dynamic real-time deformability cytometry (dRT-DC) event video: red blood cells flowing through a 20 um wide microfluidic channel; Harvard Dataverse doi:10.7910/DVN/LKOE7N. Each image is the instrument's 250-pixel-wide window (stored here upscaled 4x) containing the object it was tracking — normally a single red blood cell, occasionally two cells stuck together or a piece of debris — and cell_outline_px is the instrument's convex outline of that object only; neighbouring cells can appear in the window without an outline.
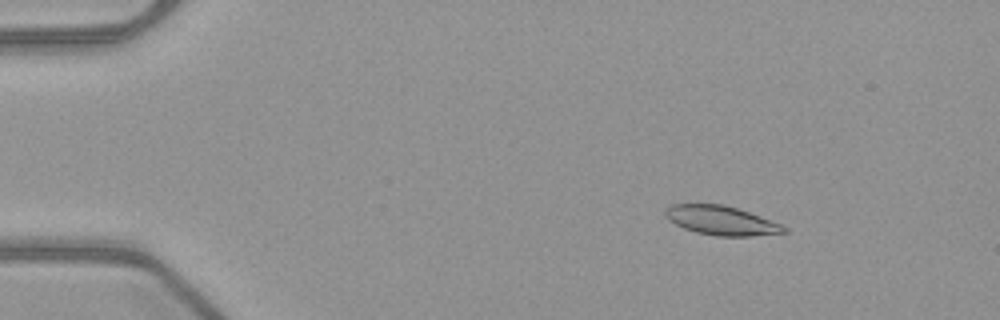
{"species": "common noctule bat (a hibernating species)", "species_latin": "Nyctalus noctula", "temperature_condition": "warm", "stored_images_in_passage": 52, "camera_frame_rate_fps": 3000, "um_per_image_px": 0.085, "animal": {"sex": "female", "body_mass_g": 21.9}, "frame": {"image": 1, "passage_image": 8, "time_ms": 2.333, "image_size_px": [1000, 320], "cell_outline_px": [[788, 232], [752, 236], [716, 236], [696, 232], [684, 228], [668, 220], [664, 216], [664, 208], [672, 204], [724, 204], [748, 212], [780, 224], [788, 228]], "centroid_in_image_um": [61.26, 18.74], "position_along_channel_um": 23.7, "area_um2": 20.11}}
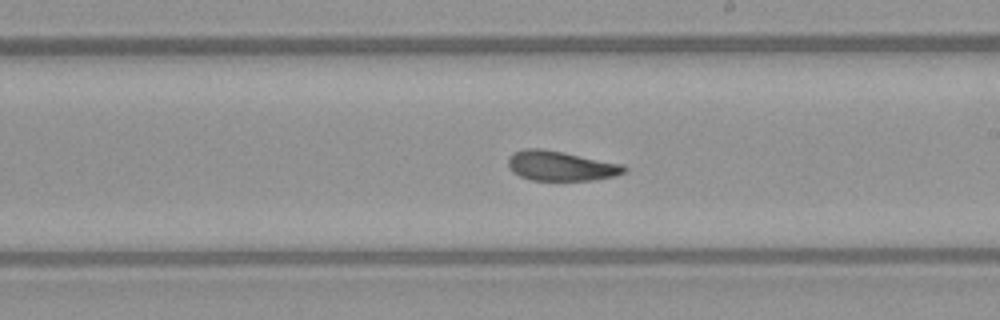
{"frame": {"image": 2, "passage_image": 31, "time_ms": 10.0, "image_size_px": [1000, 320], "cell_outline_px": [[628, 168], [624, 172], [616, 176], [592, 180], [532, 180], [520, 176], [512, 172], [508, 168], [508, 156], [524, 148], [540, 148], [564, 152], [624, 164]], "centroid_in_image_um": [47.67, 14.1], "position_along_channel_um": 241.3, "area_um2": 20.29}}
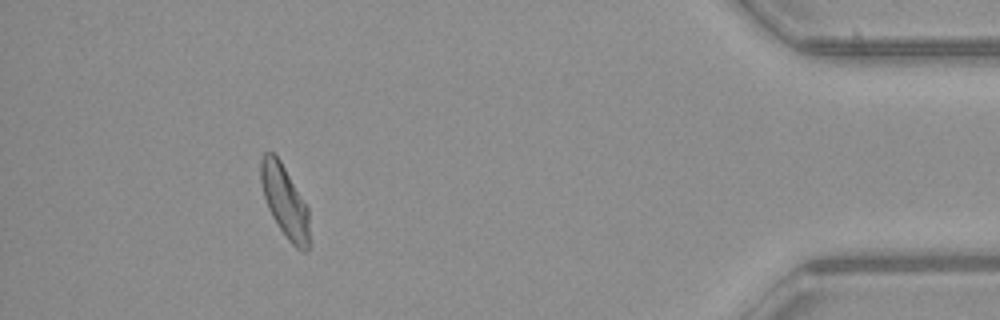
{"frame": {"image": 3, "passage_image": 48, "time_ms": 15.667, "image_size_px": [1000, 320], "cell_outline_px": [[308, 252], [300, 252], [288, 240], [272, 216], [268, 208], [264, 196], [260, 180], [260, 160], [264, 152], [272, 152], [280, 160], [308, 208]], "centroid_in_image_um": [24.18, 17.11], "position_along_channel_um": 411.0, "area_um2": 20.11}, "authors_computed_cell_mechanics": {"area_um2": 20.5768, "velocity_mm_per_s": 3.9962, "shape_relaxation_time_tau1_ms": 3.3378, "shape_relaxation_time_tau2_ms": 2.3736, "deformation_change_tau1": 0.1445, "deformation_change_tau2": 0.1007}}